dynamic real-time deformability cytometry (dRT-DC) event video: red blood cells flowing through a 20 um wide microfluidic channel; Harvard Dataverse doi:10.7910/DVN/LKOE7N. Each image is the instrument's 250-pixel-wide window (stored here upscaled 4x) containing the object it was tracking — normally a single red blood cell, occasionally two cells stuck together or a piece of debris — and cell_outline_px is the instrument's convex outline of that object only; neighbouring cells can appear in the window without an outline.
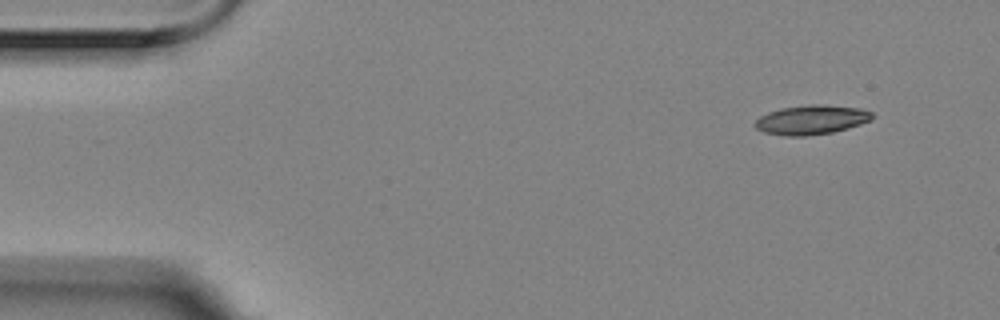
{"species": "Egyptian fruit bat (a non-hibernating species)", "species_latin": "Rousettus aegyptiacus", "temperature_condition": "room temperature", "stored_images_in_passage": 3, "camera_frame_rate_fps": 3000, "um_per_image_px": 0.085, "animal": {"sex": "female"}, "frame": {"image": 1, "passage_image": 1, "time_ms": 0.0, "image_size_px": [1000, 320], "cell_outline_px": [[872, 120], [848, 128], [832, 132], [804, 136], [784, 136], [764, 132], [756, 128], [756, 120], [760, 116], [768, 112], [780, 108], [812, 104], [824, 104], [860, 108], [872, 112]], "centroid_in_image_um": [68.97, 10.17], "position_along_channel_um": 16.0, "area_um2": 20.0}}